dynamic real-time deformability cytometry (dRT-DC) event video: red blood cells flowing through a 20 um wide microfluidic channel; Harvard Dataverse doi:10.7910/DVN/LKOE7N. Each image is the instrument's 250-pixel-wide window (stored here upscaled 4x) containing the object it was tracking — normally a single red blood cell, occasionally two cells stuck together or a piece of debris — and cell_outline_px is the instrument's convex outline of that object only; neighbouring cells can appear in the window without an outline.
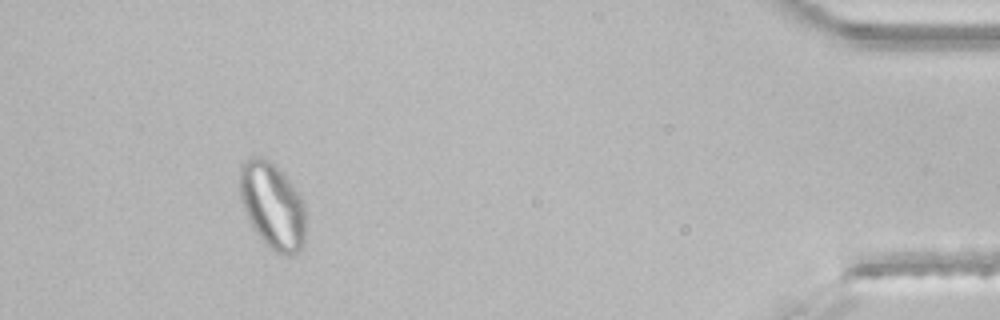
{"species": "common noctule bat (a hibernating species)", "species_latin": "Nyctalus noctula", "temperature_condition": "room temperature", "stored_images_in_passage": 45, "segment_of_instrument_passage": [2, 2], "camera_frame_rate_fps": 3000, "um_per_image_px": 0.085, "animal": {"sex": "male", "body_mass_g": 21.5, "forearm_length_mm": 52.0}, "frame": {"image": 1, "passage_image": 42, "time_ms": 13.667, "image_size_px": [1000, 320], "cell_outline_px": [[308, 216], [304, 240], [300, 248], [296, 252], [288, 256], [276, 252], [268, 248], [256, 232], [248, 220], [240, 196], [240, 168], [248, 160], [256, 156], [260, 156], [268, 160], [292, 184], [304, 200]], "centroid_in_image_um": [23.2, 17.53], "position_along_channel_um": 412.0, "area_um2": 33.18}}